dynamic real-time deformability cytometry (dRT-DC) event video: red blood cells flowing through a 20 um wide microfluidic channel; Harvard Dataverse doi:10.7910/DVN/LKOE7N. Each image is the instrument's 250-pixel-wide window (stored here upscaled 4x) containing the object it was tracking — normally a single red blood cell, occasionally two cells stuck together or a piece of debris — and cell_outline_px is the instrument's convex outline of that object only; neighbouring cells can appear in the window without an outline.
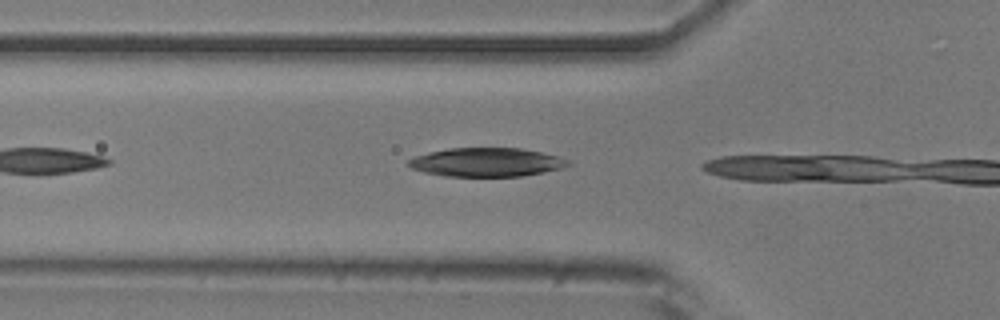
{"species": "common noctule bat (a hibernating species)", "species_latin": "Nyctalus noctula", "temperature_condition": "room temperature", "stored_images_in_passage": 4, "camera_frame_rate_fps": 3000, "um_per_image_px": 0.085, "animal": {"sex": "male", "body_mass_g": 20.5, "forearm_length_mm": 52.5}, "frame": {"image": 1, "passage_image": 3, "time_ms": 0.667, "image_size_px": [1000, 320], "cell_outline_px": [[572, 164], [560, 168], [544, 172], [520, 176], [444, 176], [424, 172], [412, 168], [408, 164], [408, 160], [416, 156], [428, 152], [448, 148], [520, 148], [540, 152], [556, 156], [568, 160]], "centroid_in_image_um": [41.33, 13.78], "position_along_channel_um": 84.5, "area_um2": 26.53}}